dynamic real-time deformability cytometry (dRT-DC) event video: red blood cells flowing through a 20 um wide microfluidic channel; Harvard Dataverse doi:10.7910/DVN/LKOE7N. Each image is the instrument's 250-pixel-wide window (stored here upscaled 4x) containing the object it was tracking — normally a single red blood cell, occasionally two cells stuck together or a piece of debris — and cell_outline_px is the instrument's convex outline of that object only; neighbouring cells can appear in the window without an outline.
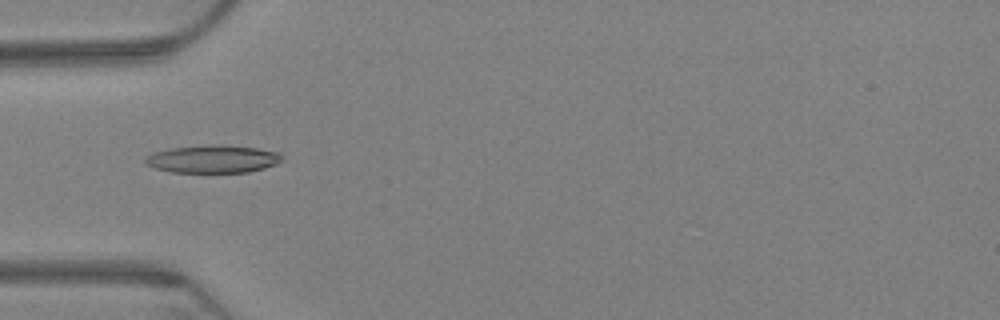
{"species": "Egyptian fruit bat (a non-hibernating species)", "species_latin": "Rousettus aegyptiacus", "temperature_condition": "warm", "stored_images_in_passage": 45, "camera_frame_rate_fps": 3000, "um_per_image_px": 0.085, "animal": {"sex": "female"}, "frame": {"image": 1, "passage_image": 8, "time_ms": 2.333, "image_size_px": [1000, 320], "cell_outline_px": [[284, 160], [276, 164], [264, 168], [248, 172], [172, 172], [156, 168], [144, 164], [144, 156], [152, 152], [172, 148], [220, 144], [224, 144], [256, 148], [280, 152], [284, 156]], "centroid_in_image_um": [18.11, 13.51], "position_along_channel_um": 66.9, "area_um2": 22.31}}
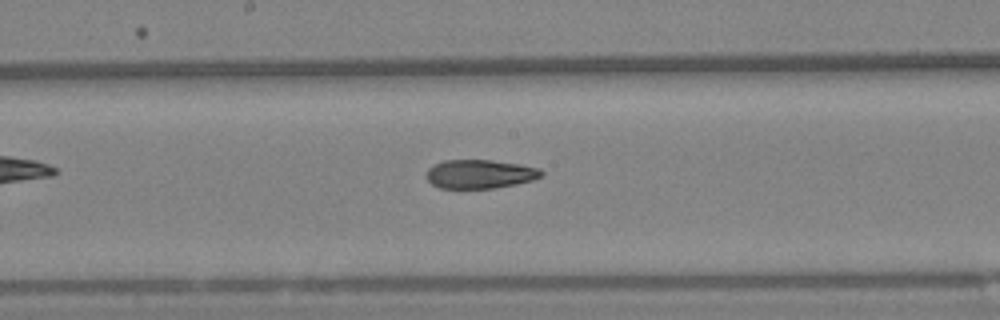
{"frame": {"image": 2, "passage_image": 21, "time_ms": 6.667, "image_size_px": [1000, 320], "cell_outline_px": [[544, 176], [532, 180], [516, 184], [496, 188], [440, 188], [432, 184], [424, 176], [428, 168], [432, 164], [444, 160], [492, 160], [520, 164], [540, 168], [544, 172]], "centroid_in_image_um": [40.79, 14.79], "position_along_channel_um": 207.4, "area_um2": 19.59}}
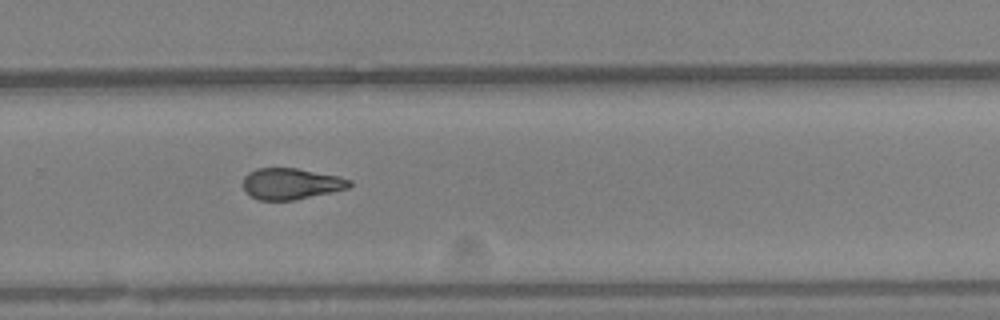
{"frame": {"image": 3, "passage_image": 30, "time_ms": 9.667, "image_size_px": [1000, 320], "cell_outline_px": [[352, 184], [348, 188], [292, 200], [260, 200], [244, 192], [244, 176], [248, 172], [256, 168], [296, 168], [340, 176], [352, 180]], "centroid_in_image_um": [24.73, 15.6], "position_along_channel_um": 305.1, "area_um2": 19.25}}